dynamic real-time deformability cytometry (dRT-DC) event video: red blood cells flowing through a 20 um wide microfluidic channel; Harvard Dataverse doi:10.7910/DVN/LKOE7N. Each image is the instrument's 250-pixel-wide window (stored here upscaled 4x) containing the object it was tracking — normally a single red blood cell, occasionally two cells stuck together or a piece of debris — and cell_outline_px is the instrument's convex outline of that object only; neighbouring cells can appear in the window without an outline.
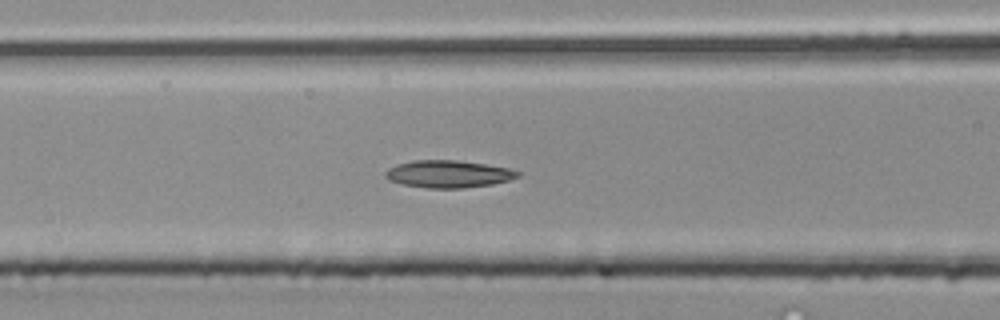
{"species": "common noctule bat (a hibernating species)", "species_latin": "Nyctalus noctula", "temperature_condition": "room temperature", "stored_images_in_passage": 49, "camera_frame_rate_fps": 3000, "um_per_image_px": 0.085, "animal": {"sex": "male", "body_mass_g": 20.4}, "frame": {"image": 1, "passage_image": 19, "time_ms": 6.0, "image_size_px": [1000, 320], "cell_outline_px": [[520, 176], [508, 180], [492, 184], [464, 188], [428, 188], [404, 184], [388, 180], [384, 176], [384, 172], [388, 168], [396, 164], [412, 160], [456, 160], [484, 164], [508, 168], [520, 172]], "centroid_in_image_um": [38.07, 14.78], "position_along_channel_um": 128.5, "area_um2": 21.04}}
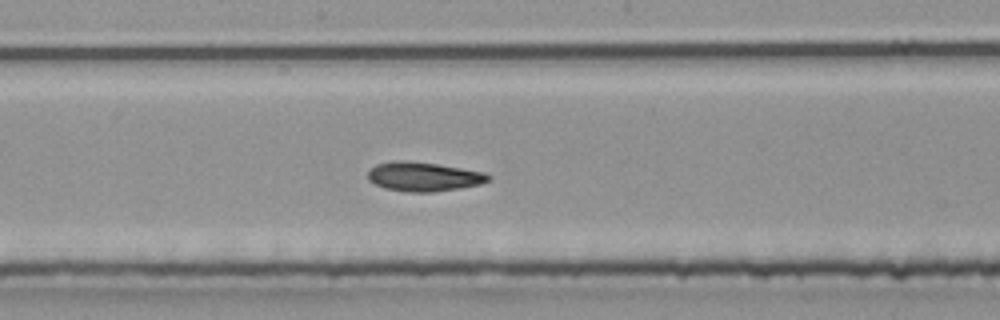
{"frame": {"image": 2, "passage_image": 25, "time_ms": 8.0, "image_size_px": [1000, 320], "cell_outline_px": [[492, 176], [488, 180], [480, 184], [460, 188], [432, 192], [408, 192], [384, 188], [372, 184], [368, 180], [368, 172], [376, 164], [392, 160], [400, 160], [436, 164], [484, 172]], "centroid_in_image_um": [35.96, 15.02], "position_along_channel_um": 212.2, "area_um2": 20.46}}
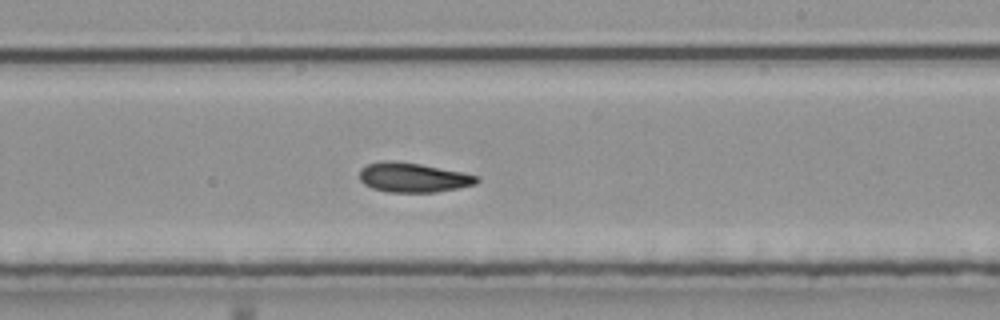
{"frame": {"image": 3, "passage_image": 28, "time_ms": 9.0, "image_size_px": [1000, 320], "cell_outline_px": [[480, 180], [476, 184], [436, 192], [388, 192], [372, 188], [364, 184], [360, 180], [360, 168], [368, 164], [384, 160], [420, 164], [480, 176]], "centroid_in_image_um": [35.1, 15.09], "position_along_channel_um": 253.9, "area_um2": 20.0}}